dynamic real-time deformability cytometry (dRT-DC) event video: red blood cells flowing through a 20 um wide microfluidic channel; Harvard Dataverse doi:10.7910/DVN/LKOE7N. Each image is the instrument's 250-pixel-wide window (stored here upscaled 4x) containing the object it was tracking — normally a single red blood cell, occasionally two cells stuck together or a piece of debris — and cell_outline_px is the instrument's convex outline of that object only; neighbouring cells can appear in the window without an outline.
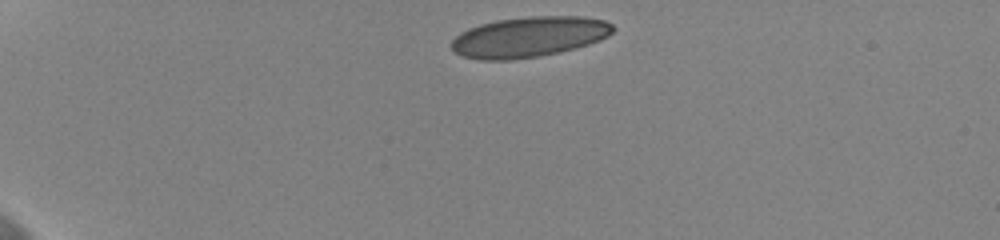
{"species": "human", "species_latin": "Homo sapiens", "temperature_condition": "cold", "stored_images_in_passage": 12, "camera_frame_rate_fps": 3000, "um_per_image_px": 0.085, "donor": {"sex": "female"}, "frame": {"image": 1, "passage_image": 1, "time_ms": 0.0, "image_size_px": [1000, 240], "cell_outline_px": [[616, 28], [608, 36], [588, 44], [560, 52], [540, 56], [512, 60], [480, 60], [464, 56], [456, 52], [452, 48], [452, 40], [460, 32], [468, 28], [480, 24], [496, 20], [528, 16], [584, 16], [604, 20], [612, 24]], "centroid_in_image_um": [44.97, 3.13], "position_along_channel_um": 40.0, "area_um2": 38.15}}